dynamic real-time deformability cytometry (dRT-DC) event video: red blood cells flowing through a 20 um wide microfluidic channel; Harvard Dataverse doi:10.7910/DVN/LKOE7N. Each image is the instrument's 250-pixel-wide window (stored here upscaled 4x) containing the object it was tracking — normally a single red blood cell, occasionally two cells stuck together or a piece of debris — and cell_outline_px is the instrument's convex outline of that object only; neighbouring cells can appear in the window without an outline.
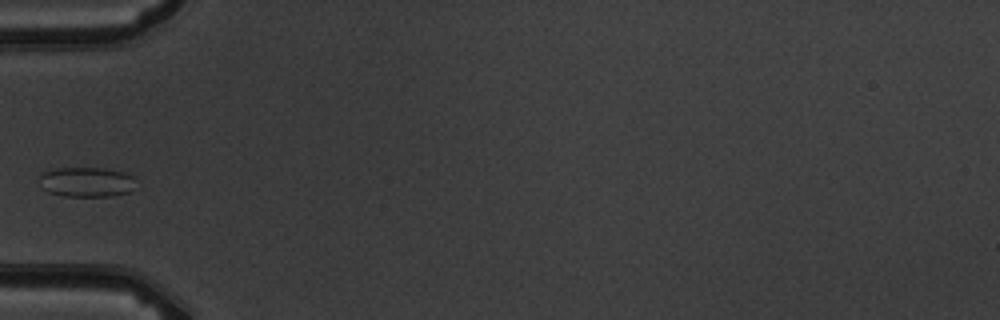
{"species": "common noctule bat (a hibernating species)", "species_latin": "Nyctalus noctula", "temperature_condition": "warm", "stored_images_in_passage": 5, "camera_frame_rate_fps": 3000, "um_per_image_px": 0.085, "animal": {"sex": "male", "body_mass_g": 19.5, "forearm_length_mm": 54.6}, "frame": {"image": 1, "passage_image": 4, "time_ms": 3.333, "image_size_px": [1000, 320], "cell_outline_px": [[136, 188], [128, 192], [108, 196], [64, 196], [48, 192], [40, 188], [36, 180], [44, 172], [56, 168], [104, 168], [124, 172], [132, 176]], "centroid_in_image_um": [7.3, 15.47], "position_along_channel_um": 77.7, "area_um2": 16.99}}
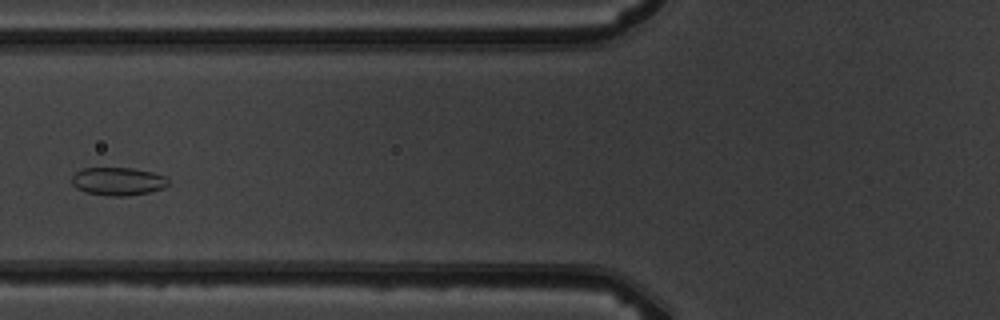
{"frame": {"image": 2, "passage_image": 5, "time_ms": 4.333, "image_size_px": [1000, 320], "cell_outline_px": [[168, 184], [164, 188], [152, 192], [128, 196], [108, 196], [84, 192], [76, 188], [72, 184], [72, 176], [76, 172], [84, 168], [132, 168], [152, 172], [164, 176], [168, 180]], "centroid_in_image_um": [10.03, 15.43], "position_along_channel_um": 115.8, "area_um2": 15.9}}